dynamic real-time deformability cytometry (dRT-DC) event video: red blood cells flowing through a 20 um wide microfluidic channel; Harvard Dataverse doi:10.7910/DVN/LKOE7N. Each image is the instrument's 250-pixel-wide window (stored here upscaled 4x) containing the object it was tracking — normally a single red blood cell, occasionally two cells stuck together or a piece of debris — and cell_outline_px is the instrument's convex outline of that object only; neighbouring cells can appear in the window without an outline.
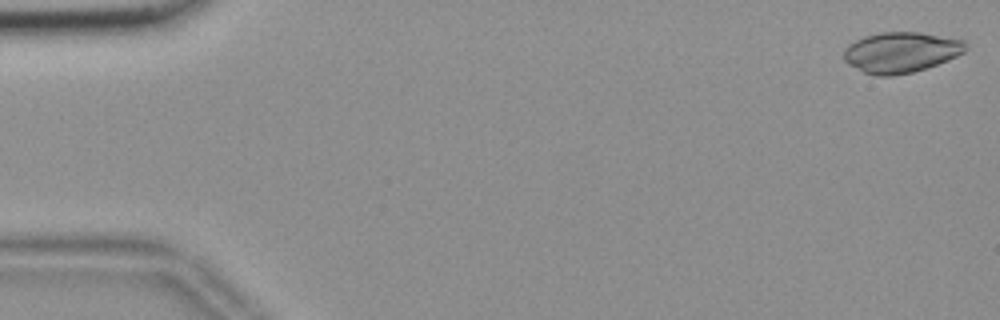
{"species": "common noctule bat (a hibernating species)", "species_latin": "Nyctalus noctula", "temperature_condition": "room temperature", "stored_images_in_passage": 55, "camera_frame_rate_fps": 3000, "um_per_image_px": 0.085, "animal": {"sex": "female", "body_mass_g": 18.4}, "frame": {"image": 1, "passage_image": 1, "time_ms": 0.0, "image_size_px": [1000, 320], "cell_outline_px": [[968, 48], [964, 52], [956, 56], [936, 64], [912, 72], [892, 76], [876, 76], [864, 72], [848, 64], [844, 60], [844, 48], [848, 44], [864, 36], [880, 32], [920, 32], [964, 40]], "centroid_in_image_um": [76.56, 4.44], "position_along_channel_um": 8.4, "area_um2": 28.73}}
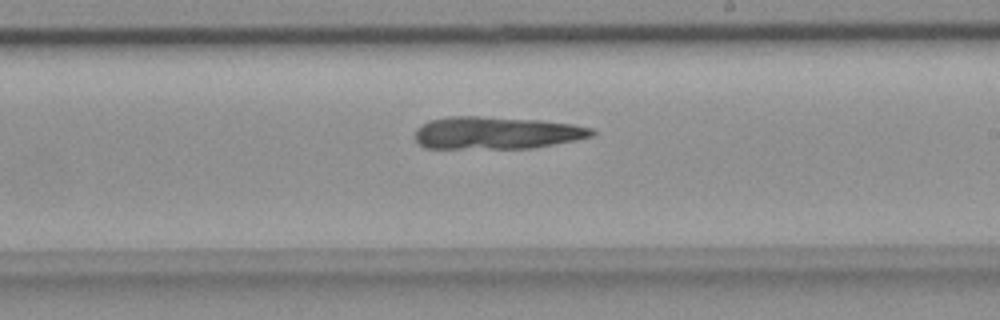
{"frame": {"image": 2, "passage_image": 32, "time_ms": 10.333, "image_size_px": [1000, 320], "cell_outline_px": [[596, 132], [592, 136], [576, 140], [532, 148], [424, 148], [416, 140], [416, 128], [420, 124], [428, 120], [448, 116], [480, 116], [540, 120], [572, 124], [592, 128]], "centroid_in_image_um": [42.17, 11.28], "position_along_channel_um": 246.8, "area_um2": 33.52}}
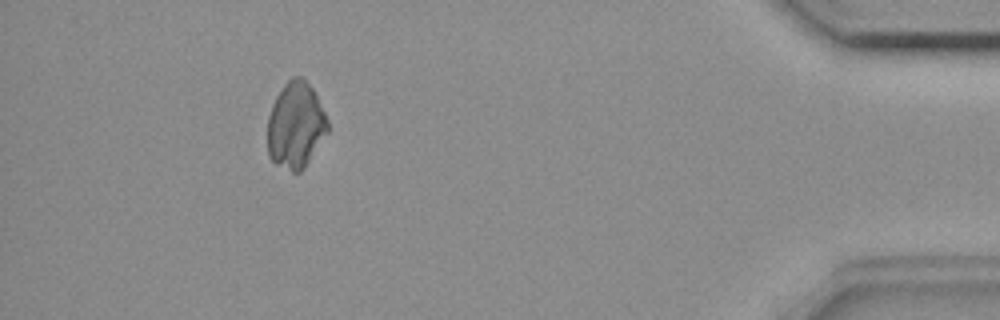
{"frame": {"image": 3, "passage_image": 50, "time_ms": 16.333, "image_size_px": [1000, 320], "cell_outline_px": [[328, 132], [304, 168], [300, 172], [292, 172], [276, 164], [268, 156], [268, 116], [272, 104], [276, 96], [284, 84], [292, 76], [300, 76], [316, 92], [328, 120]], "centroid_in_image_um": [25.13, 10.64], "position_along_channel_um": 410.1, "area_um2": 30.35}}